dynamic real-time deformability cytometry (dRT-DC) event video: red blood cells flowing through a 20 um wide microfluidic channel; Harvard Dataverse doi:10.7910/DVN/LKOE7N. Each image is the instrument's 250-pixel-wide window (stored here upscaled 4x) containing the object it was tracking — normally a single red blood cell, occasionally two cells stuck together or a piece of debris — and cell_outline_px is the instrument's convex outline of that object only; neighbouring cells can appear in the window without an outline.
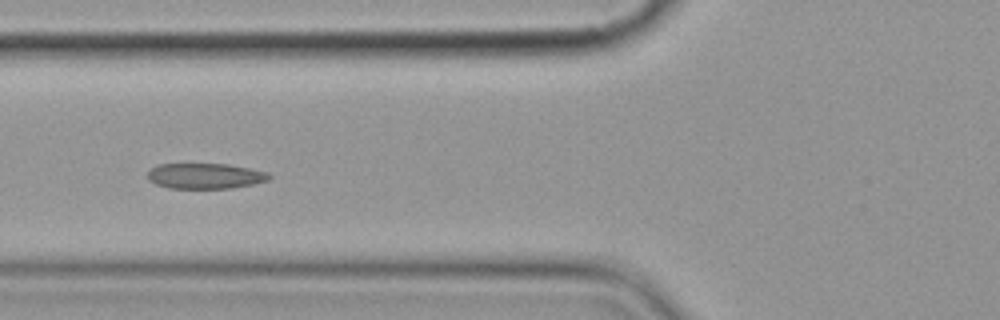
{"species": "common noctule bat (a hibernating species)", "species_latin": "Nyctalus noctula", "temperature_condition": "cold", "stored_images_in_passage": 7, "camera_frame_rate_fps": 3000, "um_per_image_px": 0.085, "animal": {"sex": "female", "body_mass_g": 19.9}, "frame": {"image": 1, "passage_image": 7, "time_ms": 7.0, "image_size_px": [1000, 320], "cell_outline_px": [[272, 176], [268, 180], [252, 184], [232, 188], [168, 188], [156, 184], [148, 180], [148, 172], [152, 168], [160, 164], [228, 164], [268, 172]], "centroid_in_image_um": [17.44, 14.96], "position_along_channel_um": 108.4, "area_um2": 17.98}}